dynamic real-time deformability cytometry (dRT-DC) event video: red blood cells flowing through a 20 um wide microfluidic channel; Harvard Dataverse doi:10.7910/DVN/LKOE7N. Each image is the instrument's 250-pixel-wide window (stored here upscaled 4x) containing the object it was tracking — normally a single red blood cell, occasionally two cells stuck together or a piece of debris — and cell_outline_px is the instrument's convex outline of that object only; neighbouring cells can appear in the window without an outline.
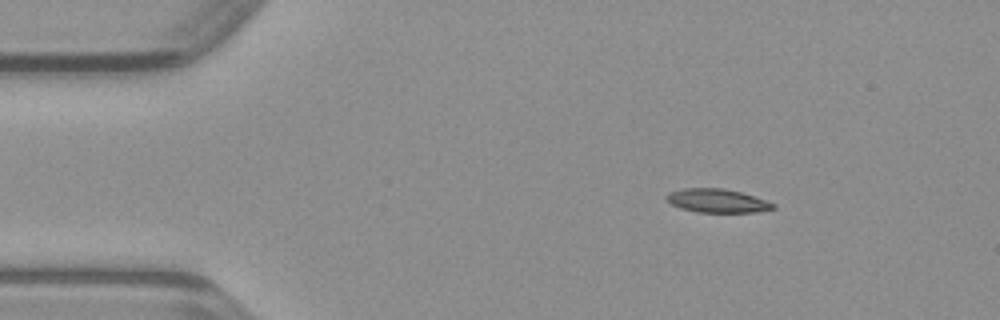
{"species": "common noctule bat (a hibernating species)", "species_latin": "Nyctalus noctula", "temperature_condition": "warm", "stored_images_in_passage": 41, "camera_frame_rate_fps": 3000, "um_per_image_px": 0.085, "animal": {"sex": "male", "body_mass_g": 23.1, "forearm_length_mm": 52.7}, "frame": {"image": 1, "passage_image": 1, "time_ms": 0.0, "image_size_px": [1000, 320], "cell_outline_px": [[776, 208], [756, 212], [696, 212], [680, 208], [664, 200], [664, 196], [668, 192], [684, 188], [724, 188], [740, 192], [776, 204]], "centroid_in_image_um": [60.9, 17.06], "position_along_channel_um": 24.1, "area_um2": 14.74}}
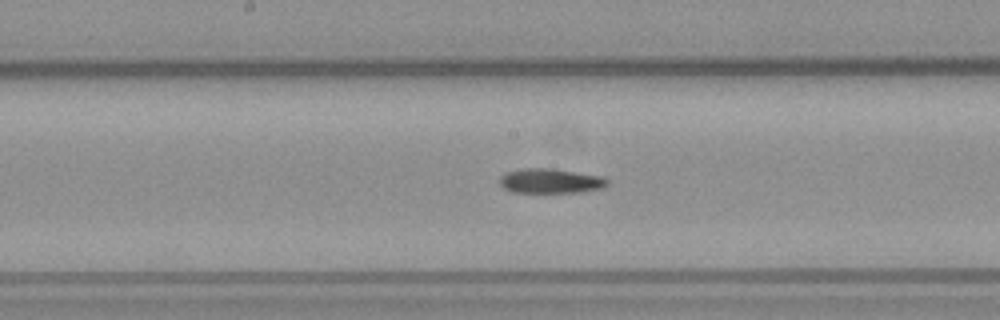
{"frame": {"image": 2, "passage_image": 18, "time_ms": 5.667, "image_size_px": [1000, 320], "cell_outline_px": [[608, 184], [604, 188], [580, 192], [512, 192], [504, 188], [500, 184], [500, 176], [504, 172], [524, 168], [552, 168], [604, 176], [608, 180]], "centroid_in_image_um": [46.81, 15.37], "position_along_channel_um": 201.4, "area_um2": 15.66}}
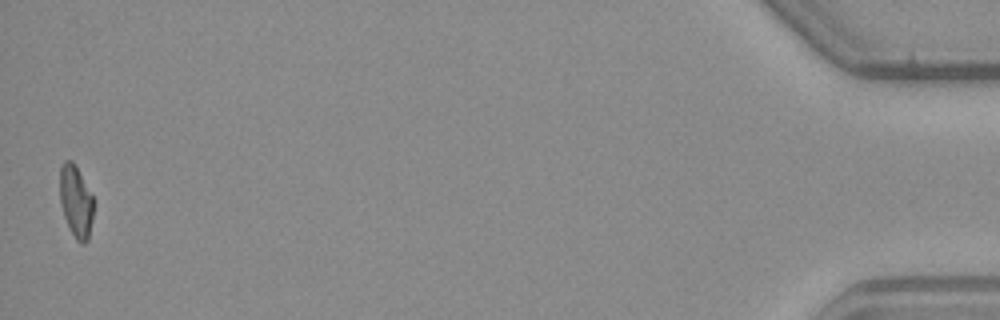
{"frame": {"image": 3, "passage_image": 41, "time_ms": 13.333, "image_size_px": [1000, 320], "cell_outline_px": [[96, 200], [88, 240], [84, 244], [80, 244], [76, 240], [64, 216], [60, 204], [60, 168], [64, 160], [72, 160]], "centroid_in_image_um": [6.48, 17.12], "position_along_channel_um": 428.7, "area_um2": 14.39}}